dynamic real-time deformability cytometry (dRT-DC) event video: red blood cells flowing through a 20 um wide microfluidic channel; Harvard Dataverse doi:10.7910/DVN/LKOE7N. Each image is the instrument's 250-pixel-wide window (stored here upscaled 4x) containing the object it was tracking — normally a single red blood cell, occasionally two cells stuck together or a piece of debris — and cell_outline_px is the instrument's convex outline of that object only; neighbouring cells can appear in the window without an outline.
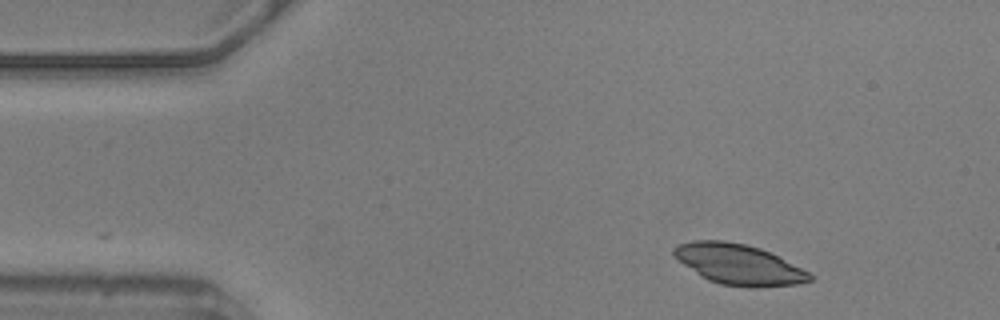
{"species": "common noctule bat (a hibernating species)", "species_latin": "Nyctalus noctula", "temperature_condition": "warm", "stored_images_in_passage": 40, "camera_frame_rate_fps": 3000, "um_per_image_px": 0.085, "animal": {"sex": "male", "body_mass_g": 20.5, "forearm_length_mm": 52.5}, "frame": {"image": 1, "passage_image": 1, "time_ms": 0.0, "image_size_px": [1000, 320], "cell_outline_px": [[812, 280], [796, 284], [756, 288], [748, 288], [720, 284], [708, 280], [684, 264], [672, 252], [672, 248], [676, 244], [692, 240], [724, 240], [748, 244], [760, 248], [808, 272], [812, 276]], "centroid_in_image_um": [62.75, 22.47], "position_along_channel_um": 22.2, "area_um2": 31.79}}